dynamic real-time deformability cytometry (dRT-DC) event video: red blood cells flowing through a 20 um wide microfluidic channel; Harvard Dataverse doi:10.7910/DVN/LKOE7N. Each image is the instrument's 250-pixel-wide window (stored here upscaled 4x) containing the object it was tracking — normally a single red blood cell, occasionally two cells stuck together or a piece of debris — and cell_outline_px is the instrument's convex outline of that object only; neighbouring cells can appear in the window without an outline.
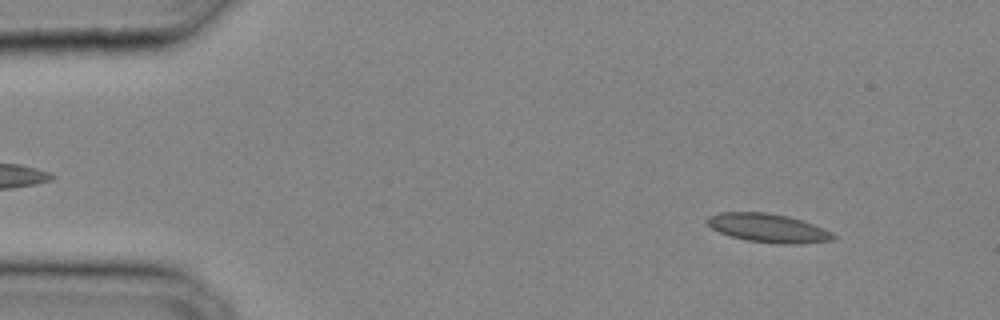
{"species": "common noctule bat (a hibernating species)", "species_latin": "Nyctalus noctula", "temperature_condition": "cold", "stored_images_in_passage": 33, "camera_frame_rate_fps": 3000, "um_per_image_px": 0.085, "animal": {"sex": "male", "body_mass_g": 20.4}, "frame": {"image": 1, "passage_image": 3, "time_ms": 0.667, "image_size_px": [1000, 320], "cell_outline_px": [[836, 236], [832, 240], [800, 244], [784, 244], [748, 240], [732, 236], [720, 232], [712, 228], [704, 220], [708, 216], [720, 212], [768, 212], [788, 216], [824, 228], [832, 232]], "centroid_in_image_um": [65.29, 19.37], "position_along_channel_um": 19.7, "area_um2": 20.92}}
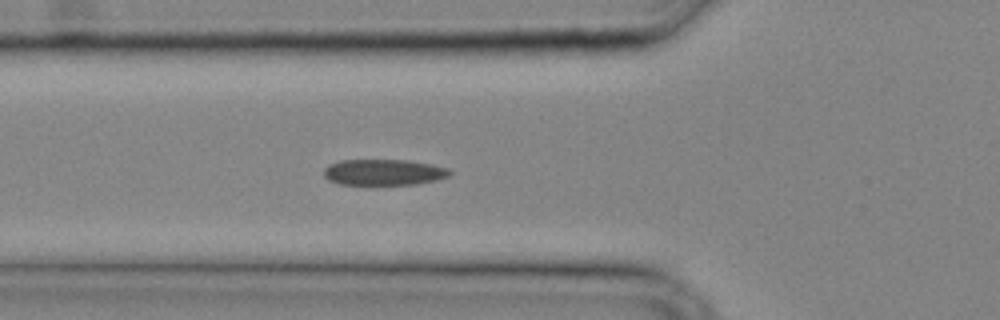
{"frame": {"image": 2, "passage_image": 11, "time_ms": 3.333, "image_size_px": [1000, 320], "cell_outline_px": [[452, 172], [448, 176], [436, 180], [416, 184], [340, 184], [328, 180], [324, 176], [324, 168], [328, 164], [340, 160], [408, 160], [432, 164], [448, 168]], "centroid_in_image_um": [32.6, 14.63], "position_along_channel_um": 93.2, "area_um2": 19.07}}
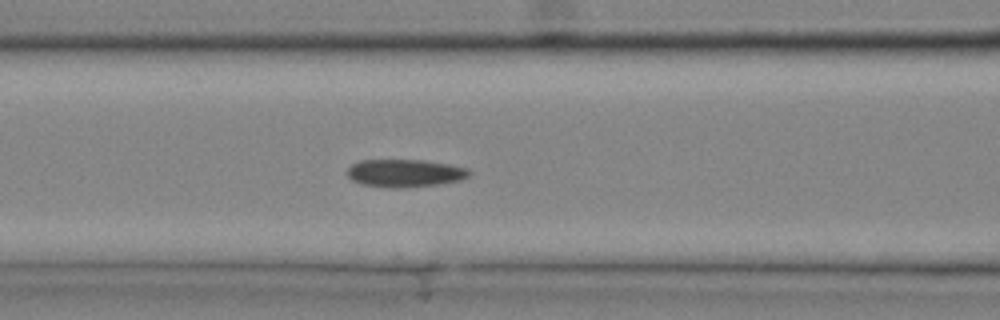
{"frame": {"image": 3, "passage_image": 13, "time_ms": 4.0, "image_size_px": [1000, 320], "cell_outline_px": [[472, 172], [468, 176], [460, 180], [436, 184], [396, 188], [388, 188], [364, 184], [352, 180], [348, 176], [348, 168], [352, 164], [360, 160], [420, 160], [448, 164], [468, 168]], "centroid_in_image_um": [34.41, 14.71], "position_along_channel_um": 132.2, "area_um2": 19.48}}